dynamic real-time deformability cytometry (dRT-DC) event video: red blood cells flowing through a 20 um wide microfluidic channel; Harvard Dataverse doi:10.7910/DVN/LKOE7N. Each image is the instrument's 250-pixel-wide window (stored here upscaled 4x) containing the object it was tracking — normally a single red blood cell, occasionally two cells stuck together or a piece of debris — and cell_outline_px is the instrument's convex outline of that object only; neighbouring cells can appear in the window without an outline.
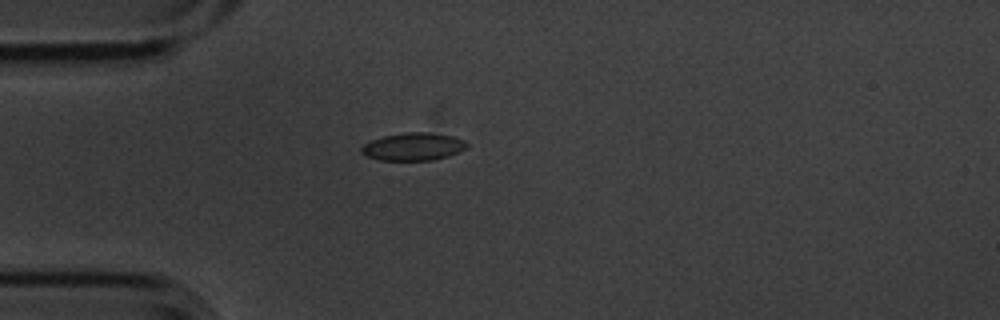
{"species": "common noctule bat (a hibernating species)", "species_latin": "Nyctalus noctula", "temperature_condition": "cold", "stored_images_in_passage": 6, "camera_frame_rate_fps": 3000, "um_per_image_px": 0.085, "animal": {"sex": "male", "body_mass_g": 20.1, "forearm_length_mm": 53.5}, "frame": {"image": 1, "passage_image": 5, "time_ms": 1.333, "image_size_px": [1000, 320], "cell_outline_px": [[468, 148], [448, 156], [432, 160], [380, 160], [368, 156], [360, 152], [360, 148], [364, 144], [372, 140], [384, 136], [408, 132], [428, 132], [452, 136], [464, 140], [468, 144]], "centroid_in_image_um": [35.15, 12.46], "position_along_channel_um": 49.9, "area_um2": 16.94}}